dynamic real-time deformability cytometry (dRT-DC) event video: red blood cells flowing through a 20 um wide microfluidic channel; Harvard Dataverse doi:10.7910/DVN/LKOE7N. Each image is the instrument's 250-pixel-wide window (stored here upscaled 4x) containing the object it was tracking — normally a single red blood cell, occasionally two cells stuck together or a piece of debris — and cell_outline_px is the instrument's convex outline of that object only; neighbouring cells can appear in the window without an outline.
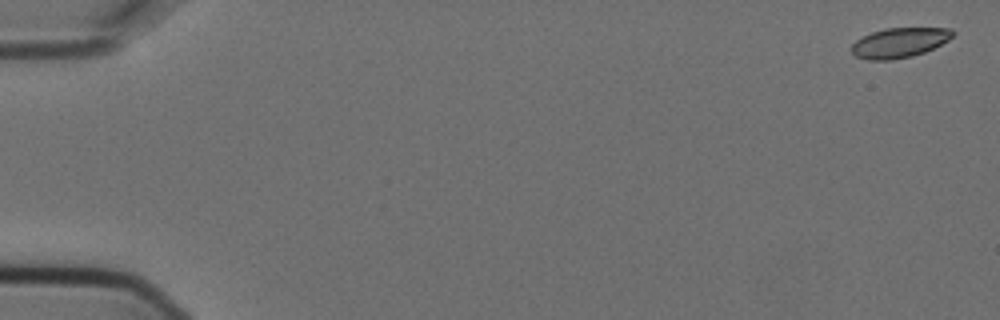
{"species": "Egyptian fruit bat (a non-hibernating species)", "species_latin": "Rousettus aegyptiacus", "temperature_condition": "cold", "stored_images_in_passage": 2, "camera_frame_rate_fps": 3000, "um_per_image_px": 0.085, "animal": {"sex": "female"}, "frame": {"image": 1, "passage_image": 1, "time_ms": 0.0, "image_size_px": [1000, 320], "cell_outline_px": [[956, 32], [948, 40], [924, 52], [912, 56], [892, 60], [868, 60], [856, 56], [852, 52], [852, 44], [856, 40], [872, 32], [884, 28], [952, 28]], "centroid_in_image_um": [76.45, 3.62], "position_along_channel_um": 8.5, "area_um2": 17.51}}